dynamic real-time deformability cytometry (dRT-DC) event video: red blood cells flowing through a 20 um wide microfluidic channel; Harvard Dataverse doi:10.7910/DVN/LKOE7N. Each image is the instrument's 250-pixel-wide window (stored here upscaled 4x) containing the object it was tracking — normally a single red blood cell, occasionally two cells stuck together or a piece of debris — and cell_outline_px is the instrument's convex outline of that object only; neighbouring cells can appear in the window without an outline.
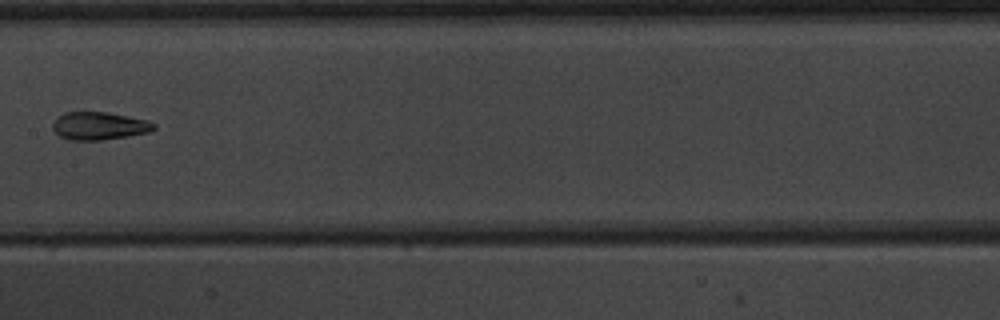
{"species": "common noctule bat (a hibernating species)", "species_latin": "Nyctalus noctula", "temperature_condition": "warm", "stored_images_in_passage": 6, "camera_frame_rate_fps": 3000, "um_per_image_px": 0.085, "animal": {"sex": "male", "body_mass_g": 20.1, "forearm_length_mm": 53.5}, "frame": {"image": 1, "passage_image": 5, "time_ms": 4.667, "image_size_px": [1000, 320], "cell_outline_px": [[156, 128], [148, 132], [100, 140], [68, 140], [60, 136], [52, 128], [52, 124], [56, 116], [64, 112], [108, 112], [148, 120], [156, 124]], "centroid_in_image_um": [8.4, 10.68], "position_along_channel_um": 199.0, "area_um2": 16.42}}
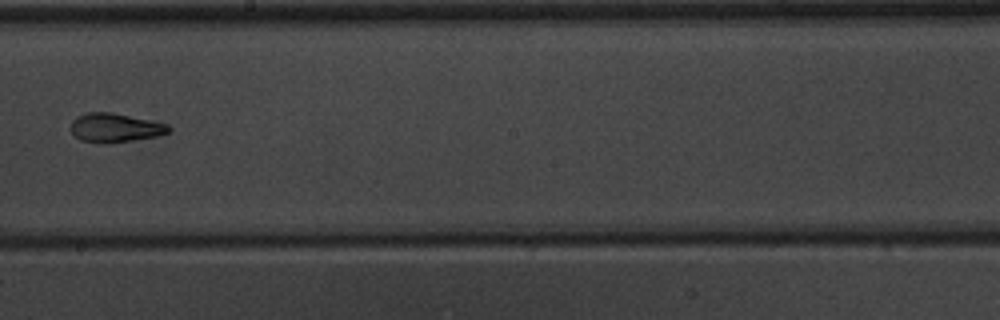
{"frame": {"image": 2, "passage_image": 6, "time_ms": 5.667, "image_size_px": [1000, 320], "cell_outline_px": [[172, 128], [168, 132], [160, 136], [108, 144], [104, 144], [80, 140], [72, 132], [72, 120], [76, 116], [88, 112], [112, 112], [168, 124]], "centroid_in_image_um": [9.8, 10.87], "position_along_channel_um": 238.4, "area_um2": 16.65}}